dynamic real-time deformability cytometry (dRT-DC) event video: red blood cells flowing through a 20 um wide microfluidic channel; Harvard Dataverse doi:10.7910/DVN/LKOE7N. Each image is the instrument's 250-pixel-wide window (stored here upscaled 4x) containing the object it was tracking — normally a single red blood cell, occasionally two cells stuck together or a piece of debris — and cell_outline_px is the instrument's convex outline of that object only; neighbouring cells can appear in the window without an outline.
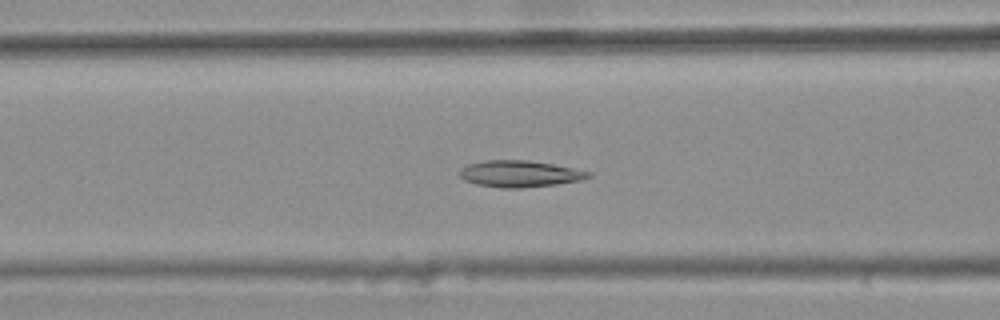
{"species": "common noctule bat (a hibernating species)", "species_latin": "Nyctalus noctula", "temperature_condition": "warm", "stored_images_in_passage": 44, "camera_frame_rate_fps": 3000, "um_per_image_px": 0.085, "animal": {"sex": "female", "body_mass_g": 25.1}, "frame": {"image": 1, "passage_image": 20, "time_ms": 6.333, "image_size_px": [1000, 320], "cell_outline_px": [[592, 176], [580, 180], [556, 184], [520, 188], [500, 188], [476, 184], [464, 180], [460, 176], [460, 168], [468, 164], [484, 160], [528, 160], [552, 164], [592, 172]], "centroid_in_image_um": [44.15, 14.77], "position_along_channel_um": 122.4, "area_um2": 19.88}}
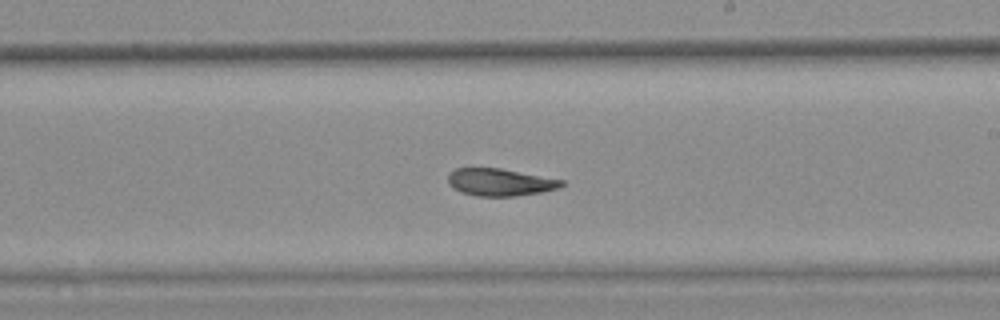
{"frame": {"image": 2, "passage_image": 30, "time_ms": 9.667, "image_size_px": [1000, 320], "cell_outline_px": [[564, 184], [556, 188], [540, 192], [516, 196], [476, 196], [460, 192], [452, 188], [448, 184], [448, 172], [456, 168], [500, 168], [564, 180]], "centroid_in_image_um": [42.44, 15.48], "position_along_channel_um": 246.6, "area_um2": 18.09}}
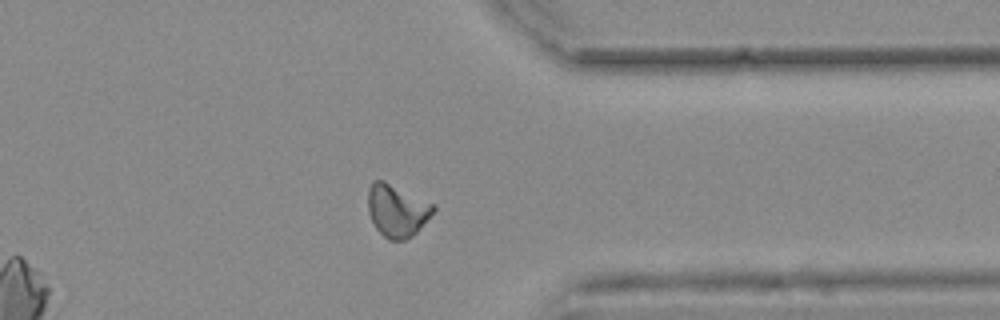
{"frame": {"image": 3, "passage_image": 41, "time_ms": 13.333, "image_size_px": [1000, 320], "cell_outline_px": [[436, 208], [420, 228], [412, 236], [404, 240], [388, 240], [376, 228], [368, 212], [368, 188], [372, 180], [384, 180], [436, 204]], "centroid_in_image_um": [33.74, 17.87], "position_along_channel_um": 377.7, "area_um2": 20.06}, "authors_computed_cell_mechanics": {"area_um2": 19.6231, "velocity_mm_per_s": 3.7333, "shape_relaxation_time_tau1_ms": null, "shape_relaxation_time_tau2_ms": 4.05, "deformation_change_tau1": null, "deformation_change_tau2": 0.095}}